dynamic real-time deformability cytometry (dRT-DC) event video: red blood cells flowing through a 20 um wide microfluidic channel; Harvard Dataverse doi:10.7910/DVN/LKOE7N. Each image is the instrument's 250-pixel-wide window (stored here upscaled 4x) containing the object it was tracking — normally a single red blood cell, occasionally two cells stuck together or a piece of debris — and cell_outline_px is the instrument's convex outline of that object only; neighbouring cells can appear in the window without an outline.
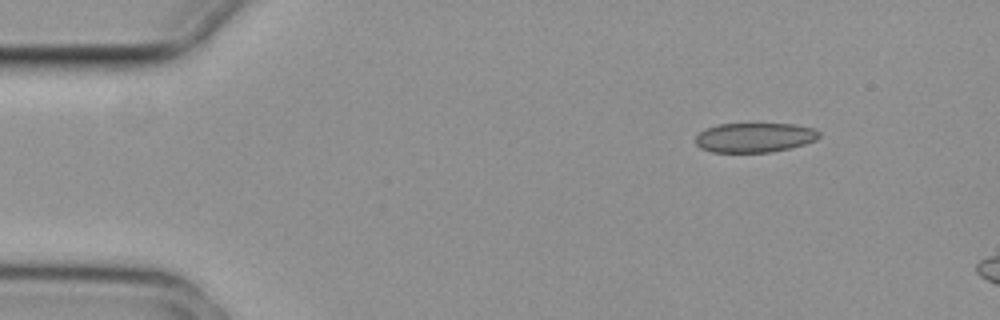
{"species": "common noctule bat (a hibernating species)", "species_latin": "Nyctalus noctula", "temperature_condition": "cold", "stored_images_in_passage": 4, "camera_frame_rate_fps": 3000, "um_per_image_px": 0.085, "animal": {"sex": "female", "body_mass_g": 29.2, "forearm_length_mm": 56.3}, "frame": {"image": 1, "passage_image": 4, "time_ms": 1.0, "image_size_px": [1000, 320], "cell_outline_px": [[820, 136], [816, 140], [804, 144], [772, 152], [712, 152], [700, 148], [696, 144], [696, 136], [700, 132], [716, 124], [796, 124], [812, 128], [820, 132]], "centroid_in_image_um": [64.14, 11.69], "position_along_channel_um": 20.9, "area_um2": 21.21}}